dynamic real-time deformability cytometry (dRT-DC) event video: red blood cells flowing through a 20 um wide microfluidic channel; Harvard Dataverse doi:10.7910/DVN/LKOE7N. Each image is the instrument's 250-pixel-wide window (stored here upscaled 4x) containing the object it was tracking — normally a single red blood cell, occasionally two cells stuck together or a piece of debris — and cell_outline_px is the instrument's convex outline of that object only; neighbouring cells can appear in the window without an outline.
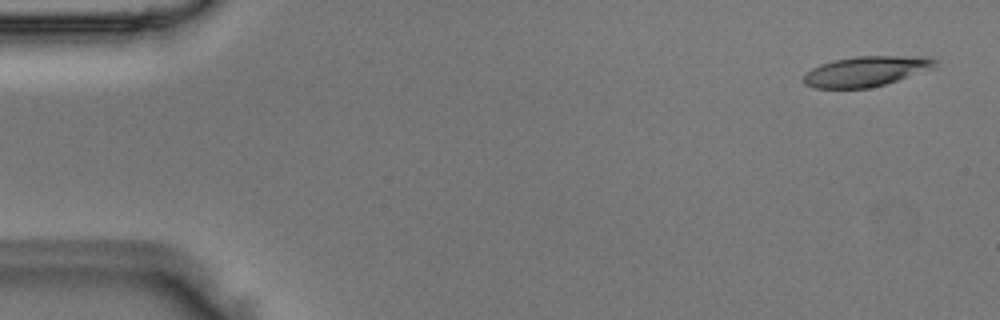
{"species": "Egyptian fruit bat (a non-hibernating species)", "species_latin": "Rousettus aegyptiacus", "temperature_condition": "room temperature", "stored_images_in_passage": 4, "camera_frame_rate_fps": 3000, "um_per_image_px": 0.085, "animal": {"sex": "male"}, "frame": {"image": 1, "passage_image": 1, "time_ms": 0.0, "image_size_px": [1000, 320], "cell_outline_px": [[940, 60], [936, 68], [884, 84], [868, 88], [812, 88], [804, 84], [804, 76], [812, 68], [820, 64], [832, 60], [856, 56], [928, 56]], "centroid_in_image_um": [73.68, 6.04], "position_along_channel_um": 11.3, "area_um2": 23.35}}